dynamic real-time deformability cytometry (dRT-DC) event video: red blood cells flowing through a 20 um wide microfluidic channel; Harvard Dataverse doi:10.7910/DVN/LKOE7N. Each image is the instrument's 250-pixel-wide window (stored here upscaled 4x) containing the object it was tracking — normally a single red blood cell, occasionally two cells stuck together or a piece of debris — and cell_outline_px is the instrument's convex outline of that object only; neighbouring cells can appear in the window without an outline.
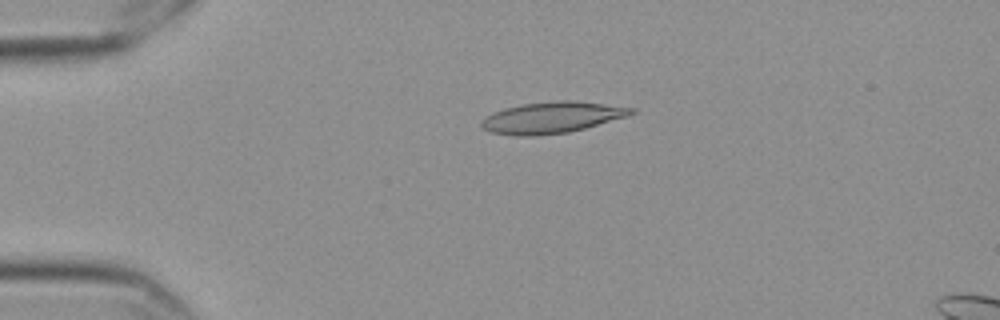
{"species": "Egyptian fruit bat (a non-hibernating species)", "species_latin": "Rousettus aegyptiacus", "temperature_condition": "cold", "stored_images_in_passage": 57, "camera_frame_rate_fps": 3000, "um_per_image_px": 0.085, "frame": {"image": 1, "passage_image": 13, "time_ms": 4.0, "image_size_px": [1000, 320], "cell_outline_px": [[636, 112], [628, 116], [584, 128], [568, 132], [536, 136], [516, 136], [492, 132], [484, 128], [480, 124], [480, 120], [484, 116], [492, 112], [504, 108], [520, 104], [552, 100], [572, 100], [636, 108]], "centroid_in_image_um": [46.88, 9.98], "position_along_channel_um": 38.1, "area_um2": 27.51}}
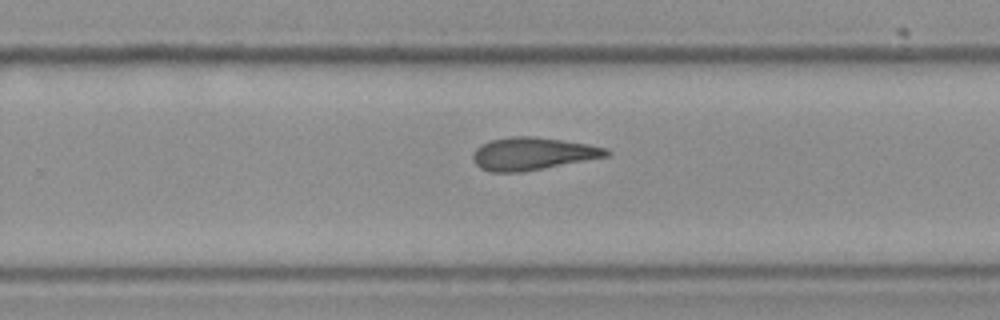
{"frame": {"image": 2, "passage_image": 37, "time_ms": 12.0, "image_size_px": [1000, 320], "cell_outline_px": [[612, 152], [608, 156], [520, 172], [488, 172], [480, 168], [472, 160], [472, 152], [480, 144], [488, 140], [512, 136], [532, 136], [588, 144], [608, 148]], "centroid_in_image_um": [45.21, 13.06], "position_along_channel_um": 284.6, "area_um2": 25.37}}
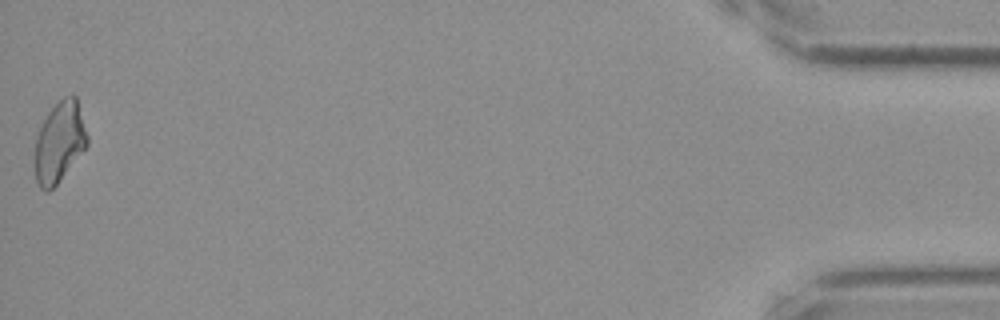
{"frame": {"image": 3, "passage_image": 57, "time_ms": 18.667, "image_size_px": [1000, 320], "cell_outline_px": [[88, 144], [56, 184], [48, 192], [44, 192], [40, 188], [36, 180], [36, 140], [40, 128], [48, 112], [64, 96], [76, 96], [88, 136]], "centroid_in_image_um": [5.06, 12.07], "position_along_channel_um": 430.1, "area_um2": 23.93}, "authors_computed_cell_mechanics": {"area_um2": 25.3742, "velocity_mm_per_s": 3.5477, "shape_relaxation_time_tau1_ms": null, "shape_relaxation_time_tau2_ms": 4.5808, "deformation_change_tau1": null, "deformation_change_tau2": 0.1292}}